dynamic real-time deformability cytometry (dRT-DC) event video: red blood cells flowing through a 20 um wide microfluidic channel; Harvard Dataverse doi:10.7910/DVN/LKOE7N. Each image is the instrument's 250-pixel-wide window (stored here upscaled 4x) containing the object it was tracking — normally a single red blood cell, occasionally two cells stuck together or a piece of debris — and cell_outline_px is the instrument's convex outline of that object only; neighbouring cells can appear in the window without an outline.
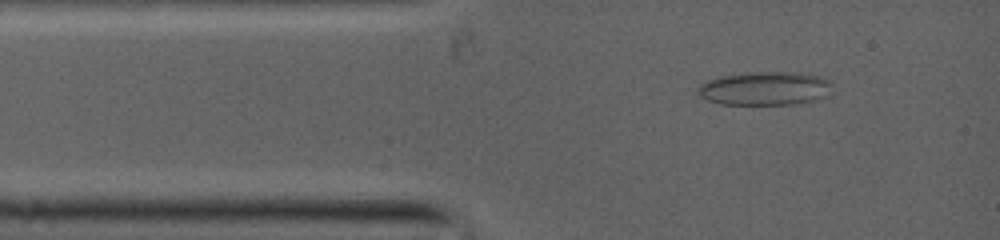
{"species": "common noctule bat (a hibernating species)", "species_latin": "Nyctalus noctula", "temperature_condition": "warm", "stored_images_in_passage": 27, "camera_frame_rate_fps": 5000, "um_per_image_px": 0.085, "animal": {"sex": "female", "body_mass_g": 19.0, "forearm_length_mm": 53.3}, "frame": {"image": 1, "passage_image": 5, "time_ms": 0.8, "image_size_px": [1000, 240], "cell_outline_px": [[832, 84], [824, 96], [812, 100], [796, 104], [720, 104], [708, 100], [700, 96], [700, 84], [708, 80], [720, 76], [756, 72], [796, 72], [820, 76], [832, 80]], "centroid_in_image_um": [65.04, 7.51], "position_along_channel_um": 20.0, "area_um2": 25.95}}
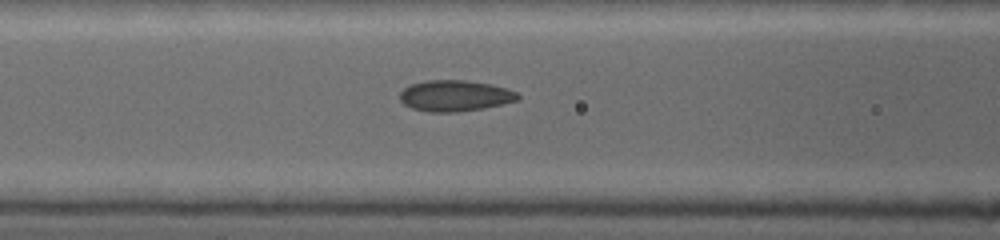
{"frame": {"image": 2, "passage_image": 16, "time_ms": 3.8, "image_size_px": [1000, 240], "cell_outline_px": [[520, 96], [516, 100], [500, 104], [480, 108], [452, 112], [432, 112], [412, 108], [404, 104], [400, 100], [400, 92], [404, 88], [412, 84], [428, 80], [464, 80], [488, 84], [504, 88], [516, 92]], "centroid_in_image_um": [38.61, 8.13], "position_along_channel_um": 128.0, "area_um2": 20.81}}
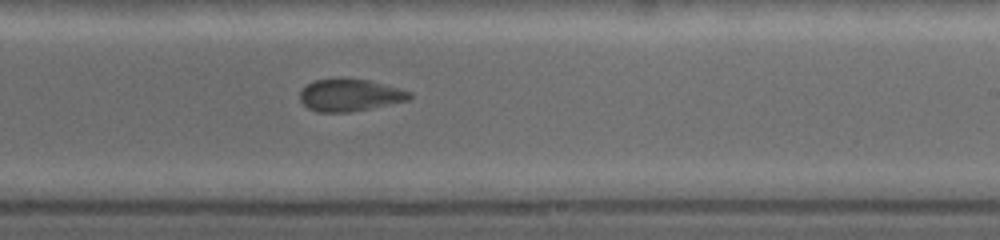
{"frame": {"image": 3, "passage_image": 27, "time_ms": 6.8, "image_size_px": [1000, 240], "cell_outline_px": [[412, 96], [408, 100], [348, 112], [320, 112], [308, 108], [300, 100], [300, 92], [308, 84], [316, 80], [368, 80], [412, 92]], "centroid_in_image_um": [29.73, 8.1], "position_along_channel_um": 259.3, "area_um2": 19.77}}